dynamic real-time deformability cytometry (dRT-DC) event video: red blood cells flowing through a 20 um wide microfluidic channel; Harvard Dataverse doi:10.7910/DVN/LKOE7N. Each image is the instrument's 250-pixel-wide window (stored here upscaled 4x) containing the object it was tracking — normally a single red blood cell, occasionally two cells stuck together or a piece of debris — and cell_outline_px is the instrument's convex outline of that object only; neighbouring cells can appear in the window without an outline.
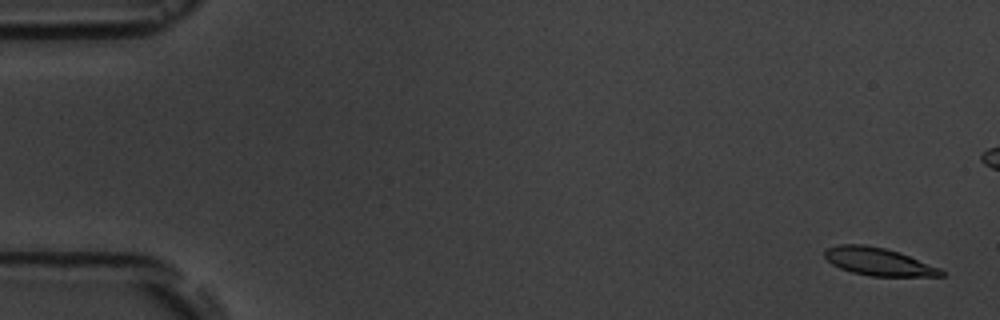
{"species": "common noctule bat (a hibernating species)", "species_latin": "Nyctalus noctula", "temperature_condition": "room temperature", "stored_images_in_passage": 5, "camera_frame_rate_fps": 3000, "um_per_image_px": 0.085, "animal": {"sex": "male", "body_mass_g": 19.5, "forearm_length_mm": 54.6}, "frame": {"image": 1, "passage_image": 1, "time_ms": 0.0, "image_size_px": [1000, 320], "cell_outline_px": [[944, 276], [872, 276], [852, 272], [840, 268], [832, 264], [824, 256], [824, 252], [828, 248], [840, 244], [864, 244], [884, 248], [900, 252], [940, 268], [944, 272]], "centroid_in_image_um": [74.67, 22.23], "position_along_channel_um": 10.3, "area_um2": 18.73}}